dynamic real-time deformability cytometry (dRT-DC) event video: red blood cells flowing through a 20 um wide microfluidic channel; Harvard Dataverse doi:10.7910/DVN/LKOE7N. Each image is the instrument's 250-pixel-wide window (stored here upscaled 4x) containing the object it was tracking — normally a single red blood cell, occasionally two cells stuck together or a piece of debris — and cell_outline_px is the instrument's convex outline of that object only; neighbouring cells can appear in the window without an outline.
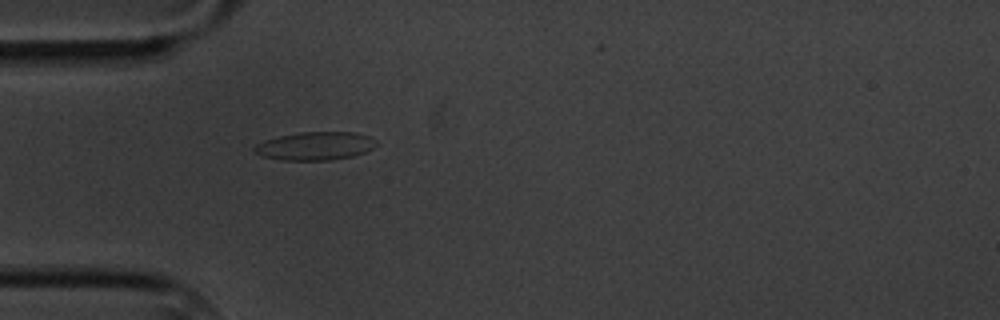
{"species": "common noctule bat (a hibernating species)", "species_latin": "Nyctalus noctula", "temperature_condition": "cold", "stored_images_in_passage": 1, "camera_frame_rate_fps": 3000, "um_per_image_px": 0.085, "animal": {"sex": "male", "body_mass_g": 20.1, "forearm_length_mm": 53.5}, "frame": {"image": 1, "passage_image": 1, "time_ms": 0.0, "image_size_px": [1000, 320], "cell_outline_px": [[376, 144], [372, 148], [364, 152], [352, 156], [332, 160], [284, 160], [264, 156], [256, 152], [252, 148], [256, 144], [264, 140], [280, 136], [300, 132], [356, 132], [368, 136], [376, 140]], "centroid_in_image_um": [26.8, 12.4], "position_along_channel_um": 58.2, "area_um2": 19.88}}